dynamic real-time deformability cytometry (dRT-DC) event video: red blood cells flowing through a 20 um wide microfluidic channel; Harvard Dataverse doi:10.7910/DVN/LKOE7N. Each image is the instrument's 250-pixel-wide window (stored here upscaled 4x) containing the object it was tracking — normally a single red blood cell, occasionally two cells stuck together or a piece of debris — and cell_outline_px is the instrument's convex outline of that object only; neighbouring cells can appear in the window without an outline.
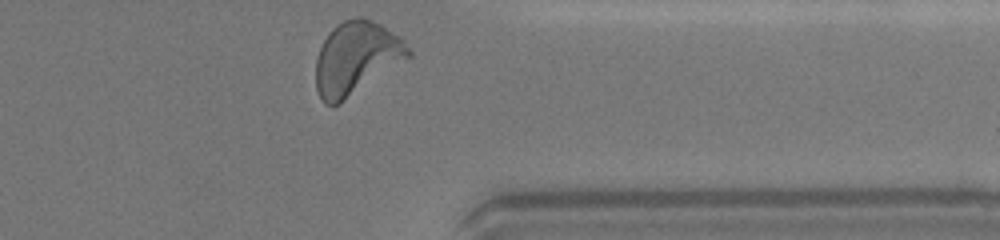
{"species": "human", "species_latin": "Homo sapiens", "temperature_condition": "warm", "stored_images_in_passage": 24, "camera_frame_rate_fps": 3000, "um_per_image_px": 0.085, "donor": {"sex": "female"}, "frame": {"image": 1, "passage_image": 24, "time_ms": 7.667, "image_size_px": [1000, 240], "cell_outline_px": [[412, 56], [336, 104], [324, 104], [316, 88], [316, 60], [320, 48], [328, 32], [336, 24], [344, 20], [356, 16], [360, 16], [380, 24], [400, 36], [404, 40], [412, 52]], "centroid_in_image_um": [30.28, 4.88], "position_along_channel_um": 381.1, "area_um2": 38.73}, "authors_computed_cell_mechanics": {"area_um2": 35.9227, "velocity_mm_per_s": 4.3842, "shape_relaxation_time_tau1_ms": 4.0751, "shape_relaxation_time_tau2_ms": 0.7554, "deformation_change_tau1": 0.1941, "deformation_change_tau2": 0.0791}}